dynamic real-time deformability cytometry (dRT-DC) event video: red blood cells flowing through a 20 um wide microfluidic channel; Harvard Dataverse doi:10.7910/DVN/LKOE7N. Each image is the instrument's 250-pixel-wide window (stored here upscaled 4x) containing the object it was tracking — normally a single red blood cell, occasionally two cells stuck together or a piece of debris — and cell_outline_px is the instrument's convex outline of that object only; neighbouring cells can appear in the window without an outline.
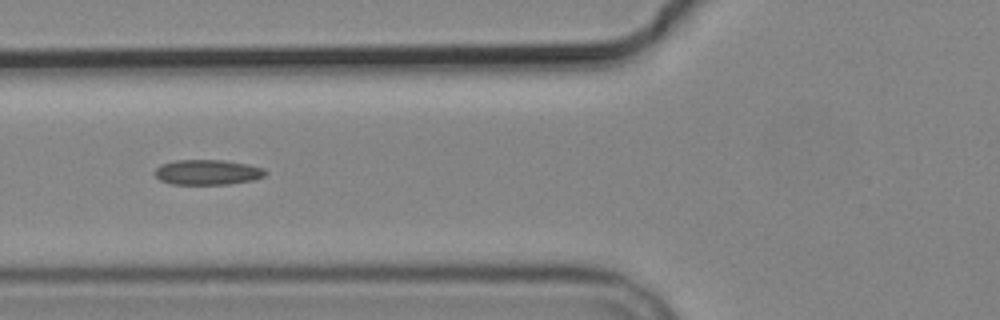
{"species": "common noctule bat (a hibernating species)", "species_latin": "Nyctalus noctula", "temperature_condition": "cold", "stored_images_in_passage": 6, "camera_frame_rate_fps": 3000, "um_per_image_px": 0.085, "animal": {"sex": "male", "body_mass_g": 19.2, "forearm_length_mm": 51.8}, "frame": {"image": 1, "passage_image": 4, "time_ms": 3.333, "image_size_px": [1000, 320], "cell_outline_px": [[268, 172], [264, 176], [252, 180], [228, 184], [172, 184], [160, 180], [156, 176], [156, 168], [160, 164], [176, 160], [224, 160], [248, 164], [264, 168]], "centroid_in_image_um": [17.65, 14.63], "position_along_channel_um": 108.1, "area_um2": 16.18}}
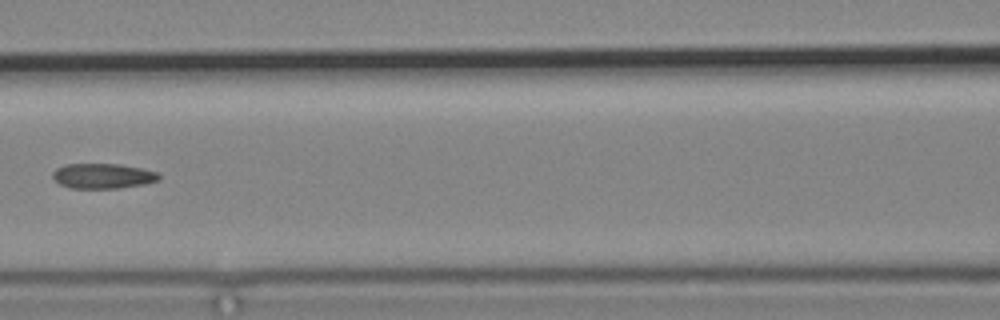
{"frame": {"image": 2, "passage_image": 5, "time_ms": 4.667, "image_size_px": [1000, 320], "cell_outline_px": [[160, 180], [144, 184], [120, 188], [68, 188], [60, 184], [52, 176], [52, 172], [56, 168], [64, 164], [120, 164], [140, 168], [156, 172], [160, 176]], "centroid_in_image_um": [8.72, 14.96], "position_along_channel_um": 157.9, "area_um2": 15.55}}
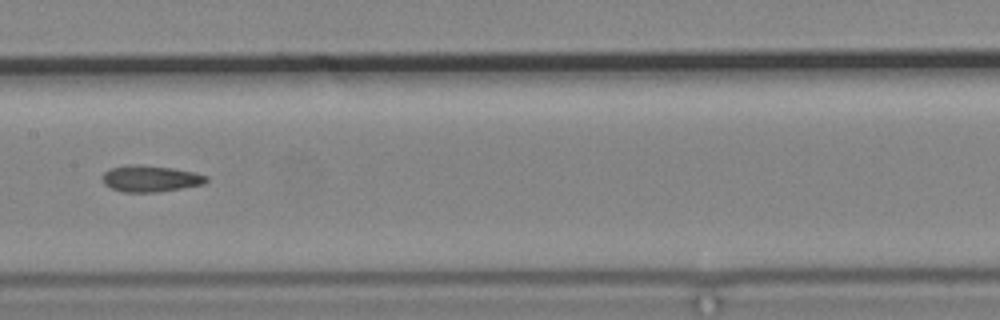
{"frame": {"image": 3, "passage_image": 6, "time_ms": 5.667, "image_size_px": [1000, 320], "cell_outline_px": [[208, 180], [204, 184], [156, 192], [124, 192], [112, 188], [104, 184], [100, 176], [104, 172], [112, 168], [132, 164], [140, 164], [172, 168], [196, 172], [208, 176]], "centroid_in_image_um": [12.78, 15.17], "position_along_channel_um": 194.6, "area_um2": 16.01}}